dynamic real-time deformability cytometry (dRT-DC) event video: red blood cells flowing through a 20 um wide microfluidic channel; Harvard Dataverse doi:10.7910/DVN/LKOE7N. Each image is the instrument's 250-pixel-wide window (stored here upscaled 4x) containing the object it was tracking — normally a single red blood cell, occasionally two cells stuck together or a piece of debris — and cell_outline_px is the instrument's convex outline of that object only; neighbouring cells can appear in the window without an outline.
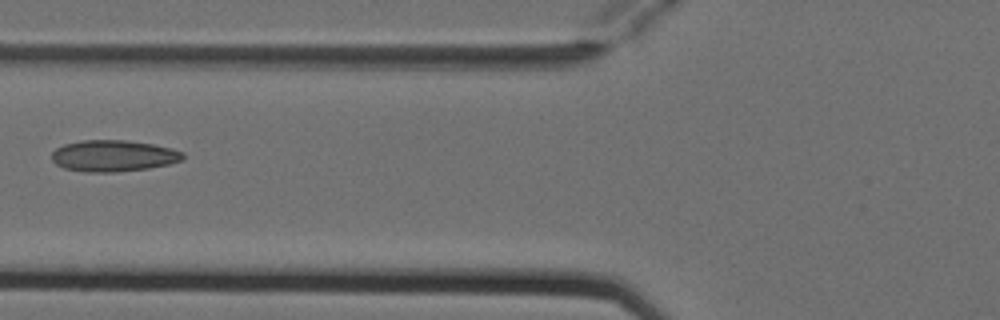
{"species": "Egyptian fruit bat (a non-hibernating species)", "species_latin": "Rousettus aegyptiacus", "temperature_condition": "cold", "stored_images_in_passage": 4, "camera_frame_rate_fps": 3000, "um_per_image_px": 0.085, "animal": {"sex": "female"}, "frame": {"image": 1, "passage_image": 4, "time_ms": 1.0, "image_size_px": [1000, 320], "cell_outline_px": [[184, 156], [180, 160], [168, 164], [148, 168], [116, 172], [84, 172], [64, 168], [56, 164], [52, 160], [52, 152], [56, 148], [64, 144], [80, 140], [124, 140], [152, 144], [172, 148], [184, 152]], "centroid_in_image_um": [9.61, 13.24], "position_along_channel_um": 116.2, "area_um2": 23.99}}